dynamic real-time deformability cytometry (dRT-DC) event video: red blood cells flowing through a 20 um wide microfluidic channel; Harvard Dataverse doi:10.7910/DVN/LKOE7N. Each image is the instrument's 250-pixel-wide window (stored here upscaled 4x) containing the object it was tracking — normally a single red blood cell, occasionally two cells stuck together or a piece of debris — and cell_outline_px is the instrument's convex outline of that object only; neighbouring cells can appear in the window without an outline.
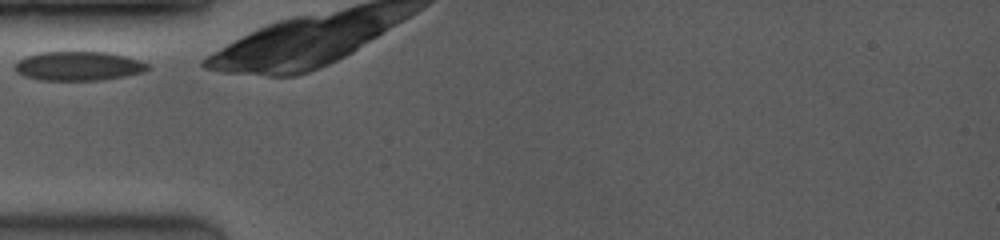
{"species": "common noctule bat (a hibernating species)", "species_latin": "Nyctalus noctula", "temperature_condition": "room temperature", "stored_images_in_passage": 32, "camera_frame_rate_fps": 3500, "um_per_image_px": 0.085, "animal": {"sex": "female", "body_mass_g": 19.0, "forearm_length_mm": 53.3}, "frame": {"image": 1, "passage_image": 1, "time_ms": 0.0, "image_size_px": [1000, 240], "cell_outline_px": [[152, 68], [144, 72], [124, 76], [100, 80], [40, 80], [24, 76], [16, 72], [16, 64], [24, 56], [40, 52], [108, 52], [140, 60], [148, 64]], "centroid_in_image_um": [6.69, 5.61], "position_along_channel_um": 78.3, "area_um2": 22.54}}